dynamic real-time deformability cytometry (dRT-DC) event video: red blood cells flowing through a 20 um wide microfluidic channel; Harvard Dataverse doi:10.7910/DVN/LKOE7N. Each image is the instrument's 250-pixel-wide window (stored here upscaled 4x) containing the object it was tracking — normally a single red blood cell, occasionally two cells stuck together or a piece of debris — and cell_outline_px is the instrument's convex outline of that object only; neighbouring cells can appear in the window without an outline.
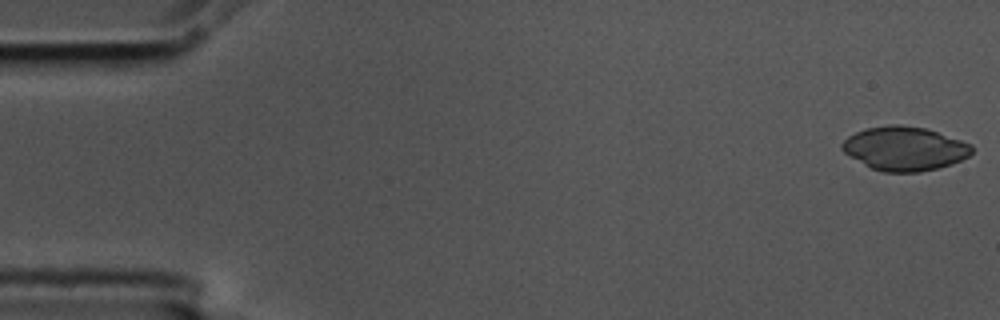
{"species": "common noctule bat (a hibernating species)", "species_latin": "Nyctalus noctula", "temperature_condition": "cold", "stored_images_in_passage": 6, "camera_frame_rate_fps": 3000, "um_per_image_px": 0.085, "animal": {"sex": "male", "body_mass_g": 17.5, "forearm_length_mm": 52.3}, "frame": {"image": 1, "passage_image": 1, "time_ms": 0.0, "image_size_px": [1000, 320], "cell_outline_px": [[972, 152], [968, 156], [952, 164], [920, 172], [884, 172], [872, 168], [864, 164], [844, 152], [840, 148], [840, 144], [848, 136], [864, 128], [888, 124], [900, 124], [924, 128], [972, 144]], "centroid_in_image_um": [76.86, 12.62], "position_along_channel_um": 8.1, "area_um2": 33.06}}